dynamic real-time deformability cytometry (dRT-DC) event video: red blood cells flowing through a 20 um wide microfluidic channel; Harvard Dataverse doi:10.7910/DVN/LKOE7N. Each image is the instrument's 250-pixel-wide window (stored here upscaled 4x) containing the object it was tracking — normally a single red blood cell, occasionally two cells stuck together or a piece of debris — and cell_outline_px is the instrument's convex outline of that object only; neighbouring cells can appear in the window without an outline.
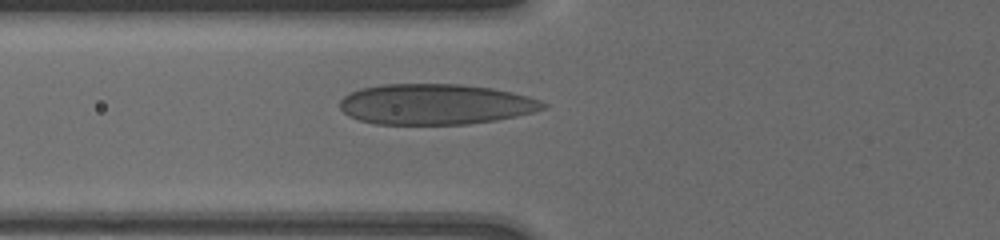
{"species": "human", "species_latin": "Homo sapiens", "temperature_condition": "cold", "stored_images_in_passage": 18, "camera_frame_rate_fps": 3000, "um_per_image_px": 0.085, "donor": {"sex": "male"}, "frame": {"image": 1, "passage_image": 5, "time_ms": 2.333, "image_size_px": [1000, 240], "cell_outline_px": [[548, 104], [544, 108], [532, 112], [516, 116], [496, 120], [468, 124], [376, 124], [360, 120], [344, 112], [340, 108], [340, 100], [344, 96], [360, 88], [384, 84], [460, 84], [492, 88], [512, 92], [528, 96], [540, 100]], "centroid_in_image_um": [37.02, 8.86], "position_along_channel_um": 88.8, "area_um2": 47.97}}
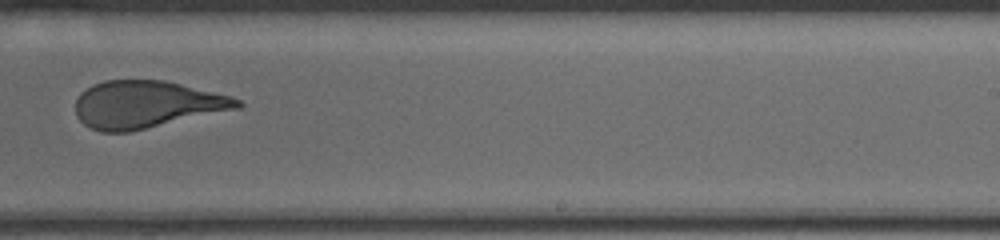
{"frame": {"image": 2, "passage_image": 11, "time_ms": 7.333, "image_size_px": [1000, 240], "cell_outline_px": [[244, 104], [240, 108], [128, 132], [100, 132], [84, 124], [76, 116], [76, 100], [80, 92], [92, 84], [104, 80], [164, 80], [232, 96], [240, 100]], "centroid_in_image_um": [12.43, 8.87], "position_along_channel_um": 276.6, "area_um2": 44.56}}
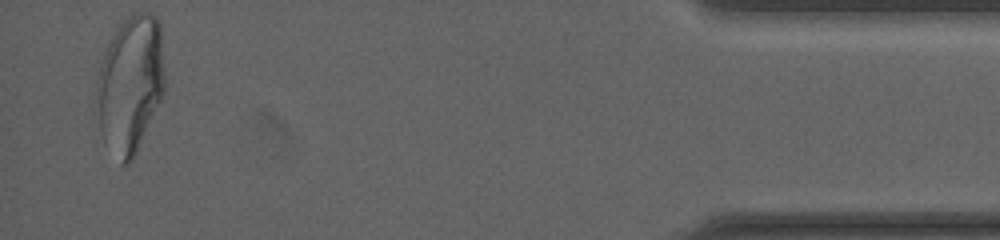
{"frame": {"image": 3, "passage_image": 18, "time_ms": 13.0, "image_size_px": [1000, 240], "cell_outline_px": [[164, 96], [132, 160], [128, 164], [120, 164], [100, 128], [92, 112], [96, 80], [100, 64], [104, 52], [116, 24], [132, 12], [148, 12], [156, 16], [160, 24], [164, 76]], "centroid_in_image_um": [11.03, 7.1], "position_along_channel_um": 424.2, "area_um2": 55.66}, "authors_computed_cell_mechanics": {"area_um2": 46.9914, "velocity_mm_per_s": 3.7587, "shape_relaxation_time_tau1_ms": 8.4343, "shape_relaxation_time_tau2_ms": 1.0851, "deformation_change_tau1": 0.2277, "deformation_change_tau2": 0.0779}}